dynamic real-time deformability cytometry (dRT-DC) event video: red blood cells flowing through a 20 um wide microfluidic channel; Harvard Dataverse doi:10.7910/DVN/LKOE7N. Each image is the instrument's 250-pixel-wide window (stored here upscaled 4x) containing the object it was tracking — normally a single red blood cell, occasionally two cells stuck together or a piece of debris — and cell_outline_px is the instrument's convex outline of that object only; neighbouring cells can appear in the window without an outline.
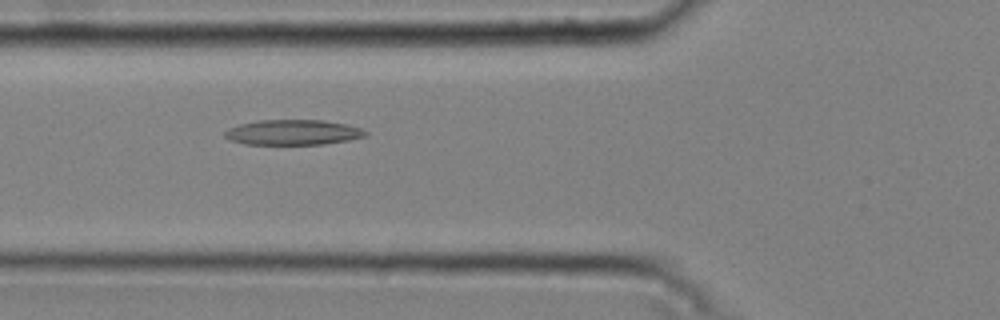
{"species": "common noctule bat (a hibernating species)", "species_latin": "Nyctalus noctula", "temperature_condition": "cold", "stored_images_in_passage": 46, "camera_frame_rate_fps": 3000, "um_per_image_px": 0.085, "animal": {"sex": "male", "body_mass_g": 20.4}, "frame": {"image": 1, "passage_image": 19, "time_ms": 6.0, "image_size_px": [1000, 320], "cell_outline_px": [[368, 136], [348, 140], [324, 144], [244, 144], [232, 140], [224, 136], [224, 132], [228, 128], [240, 124], [260, 120], [324, 120], [348, 124], [360, 128], [368, 132]], "centroid_in_image_um": [24.94, 11.24], "position_along_channel_um": 100.9, "area_um2": 20.69}}
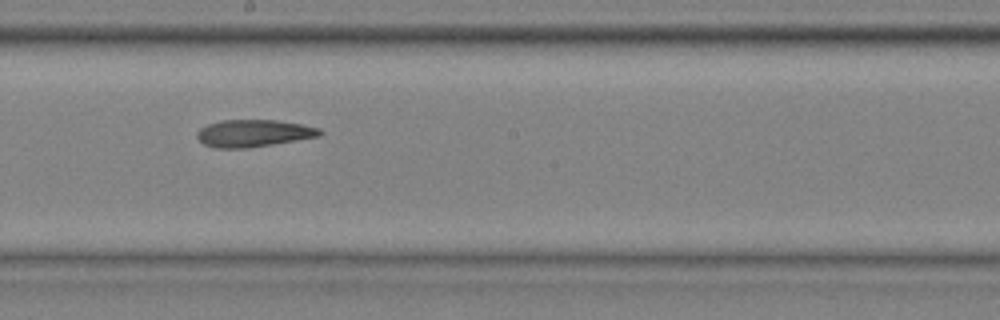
{"frame": {"image": 2, "passage_image": 29, "time_ms": 9.333, "image_size_px": [1000, 320], "cell_outline_px": [[324, 132], [320, 136], [248, 148], [216, 148], [204, 144], [196, 136], [196, 132], [200, 128], [208, 124], [220, 120], [276, 120], [300, 124], [320, 128]], "centroid_in_image_um": [21.54, 11.32], "position_along_channel_um": 226.7, "area_um2": 19.42}}
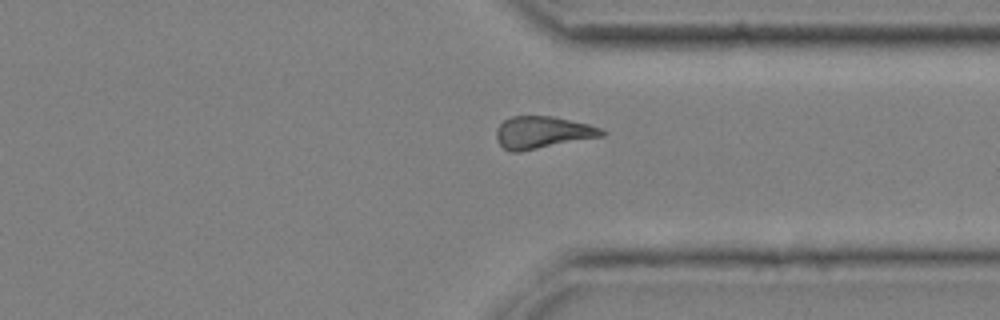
{"frame": {"image": 3, "passage_image": 40, "time_ms": 13.0, "image_size_px": [1000, 320], "cell_outline_px": [[604, 136], [520, 152], [512, 152], [504, 148], [496, 140], [496, 128], [504, 120], [512, 116], [552, 116], [588, 124], [600, 128], [604, 132]], "centroid_in_image_um": [46.08, 11.26], "position_along_channel_um": 365.3, "area_um2": 19.77}, "authors_computed_cell_mechanics": {"area_um2": 20.4034, "velocity_mm_per_s": 3.7645, "shape_relaxation_time_tau1_ms": 2.9879, "shape_relaxation_time_tau2_ms": 4.4096, "deformation_change_tau1": 0.0967, "deformation_change_tau2": 0.1251}}